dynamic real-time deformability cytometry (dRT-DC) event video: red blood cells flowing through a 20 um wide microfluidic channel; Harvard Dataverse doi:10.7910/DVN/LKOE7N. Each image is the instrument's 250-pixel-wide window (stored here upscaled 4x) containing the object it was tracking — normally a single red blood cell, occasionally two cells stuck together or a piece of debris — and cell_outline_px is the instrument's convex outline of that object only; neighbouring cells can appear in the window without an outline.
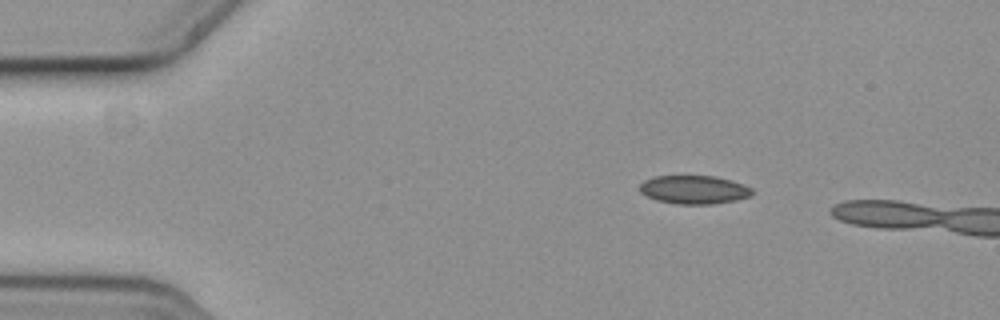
{"species": "common noctule bat (a hibernating species)", "species_latin": "Nyctalus noctula", "temperature_condition": "cold", "stored_images_in_passage": 3, "camera_frame_rate_fps": 3000, "um_per_image_px": 0.085, "animal": {"sex": "female", "body_mass_g": 19.3, "forearm_length_mm": 54.1}, "frame": {"image": 1, "passage_image": 1, "time_ms": 0.0, "image_size_px": [1000, 320], "cell_outline_px": [[752, 192], [748, 196], [736, 200], [712, 204], [676, 204], [656, 200], [640, 192], [640, 184], [644, 180], [656, 176], [716, 176], [752, 188]], "centroid_in_image_um": [58.94, 16.12], "position_along_channel_um": 26.1, "area_um2": 18.38}}